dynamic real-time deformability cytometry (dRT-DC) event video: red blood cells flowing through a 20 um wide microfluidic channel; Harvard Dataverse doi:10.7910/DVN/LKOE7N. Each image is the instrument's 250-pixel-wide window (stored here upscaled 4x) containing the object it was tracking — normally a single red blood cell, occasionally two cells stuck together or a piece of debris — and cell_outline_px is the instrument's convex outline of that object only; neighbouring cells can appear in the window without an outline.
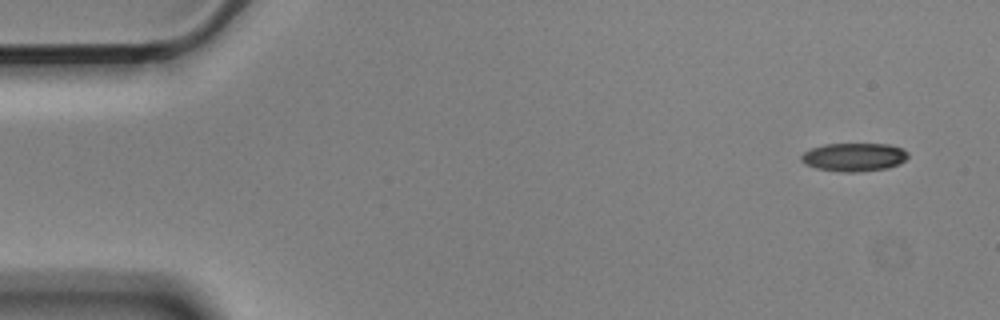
{"species": "Egyptian fruit bat (a non-hibernating species)", "species_latin": "Rousettus aegyptiacus", "temperature_condition": "cold", "stored_images_in_passage": 4, "camera_frame_rate_fps": 3000, "um_per_image_px": 0.085, "animal": {"sex": "male"}, "frame": {"image": 1, "passage_image": 1, "time_ms": 0.0, "image_size_px": [1000, 320], "cell_outline_px": [[908, 156], [900, 164], [888, 168], [856, 172], [840, 172], [816, 168], [804, 164], [800, 160], [800, 156], [804, 152], [812, 148], [824, 144], [888, 144], [904, 148], [908, 152]], "centroid_in_image_um": [72.59, 13.35], "position_along_channel_um": 12.4, "area_um2": 17.8}}